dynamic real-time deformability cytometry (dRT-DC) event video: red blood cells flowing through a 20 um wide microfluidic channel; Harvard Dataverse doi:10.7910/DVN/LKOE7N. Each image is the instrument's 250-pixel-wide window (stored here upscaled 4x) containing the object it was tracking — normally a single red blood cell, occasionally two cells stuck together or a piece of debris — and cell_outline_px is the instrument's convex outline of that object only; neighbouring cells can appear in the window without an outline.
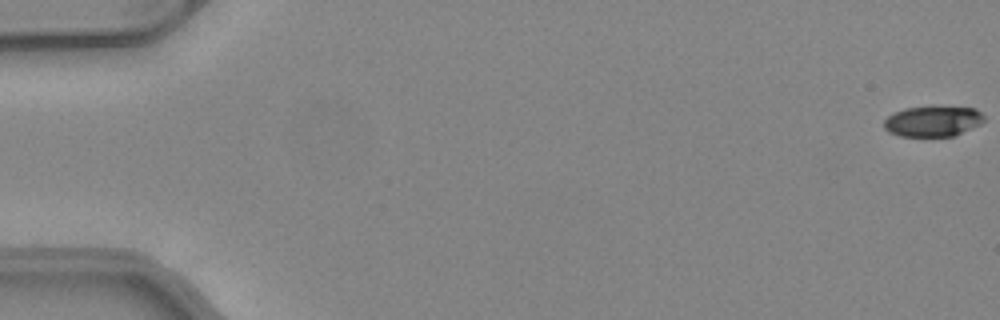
{"species": "common noctule bat (a hibernating species)", "species_latin": "Nyctalus noctula", "temperature_condition": "warm", "stored_images_in_passage": 51, "camera_frame_rate_fps": 3000, "um_per_image_px": 0.085, "animal": {"sex": "female", "body_mass_g": 24.6, "forearm_length_mm": 56.2}, "frame": {"image": 1, "passage_image": 1, "time_ms": 0.0, "image_size_px": [1000, 320], "cell_outline_px": [[984, 120], [980, 124], [956, 136], [900, 136], [888, 132], [884, 128], [884, 120], [888, 116], [904, 108], [976, 108], [984, 116]], "centroid_in_image_um": [79.28, 10.34], "position_along_channel_um": 5.7, "area_um2": 17.46}}
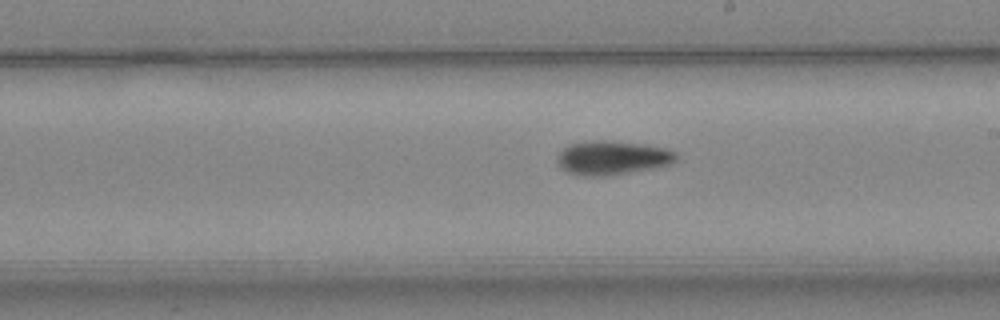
{"frame": {"image": 2, "passage_image": 30, "time_ms": 9.667, "image_size_px": [1000, 320], "cell_outline_px": [[676, 160], [672, 164], [656, 168], [608, 176], [580, 176], [568, 172], [560, 168], [556, 164], [556, 156], [568, 144], [592, 140], [604, 140], [644, 144], [668, 148], [676, 152]], "centroid_in_image_um": [52.03, 13.42], "position_along_channel_um": 237.0, "area_um2": 24.04}}
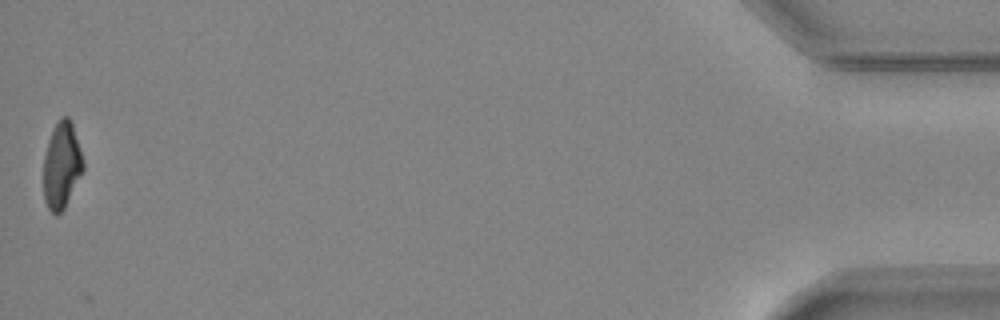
{"frame": {"image": 3, "passage_image": 51, "time_ms": 16.667, "image_size_px": [1000, 320], "cell_outline_px": [[84, 168], [64, 208], [56, 216], [48, 208], [44, 200], [44, 156], [48, 140], [52, 128], [60, 116], [68, 116], [72, 124], [84, 160]], "centroid_in_image_um": [5.23, 14.02], "position_along_channel_um": 430.0, "area_um2": 19.88}, "authors_computed_cell_mechanics": {"area_um2": 21.5016, "velocity_mm_per_s": 4.1477, "shape_relaxation_time_tau1_ms": 5.8992, "shape_relaxation_time_tau2_ms": null, "deformation_change_tau1": 0.1796, "deformation_change_tau2": null}}